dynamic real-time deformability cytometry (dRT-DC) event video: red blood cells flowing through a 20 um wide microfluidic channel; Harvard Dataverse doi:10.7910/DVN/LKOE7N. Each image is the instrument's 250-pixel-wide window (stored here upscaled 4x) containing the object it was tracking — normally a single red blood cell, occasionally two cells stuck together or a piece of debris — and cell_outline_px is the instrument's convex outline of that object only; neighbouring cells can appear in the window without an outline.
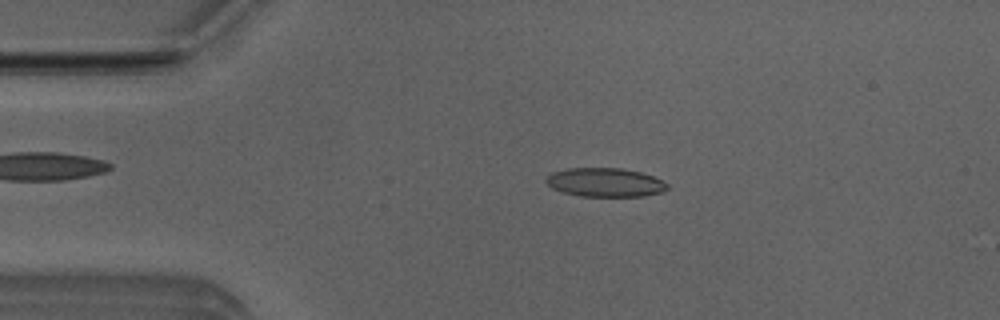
{"species": "Egyptian fruit bat (a non-hibernating species)", "species_latin": "Rousettus aegyptiacus", "temperature_condition": "room temperature", "stored_images_in_passage": 49, "camera_frame_rate_fps": 3000, "um_per_image_px": 0.085, "animal": {"sex": "male"}, "frame": {"image": 1, "passage_image": 8, "time_ms": 2.333, "image_size_px": [1000, 320], "cell_outline_px": [[668, 188], [664, 192], [644, 196], [580, 196], [564, 192], [552, 188], [544, 180], [552, 172], [568, 168], [620, 168], [640, 172], [664, 180], [668, 184]], "centroid_in_image_um": [51.46, 15.5], "position_along_channel_um": 33.5, "area_um2": 20.4}}
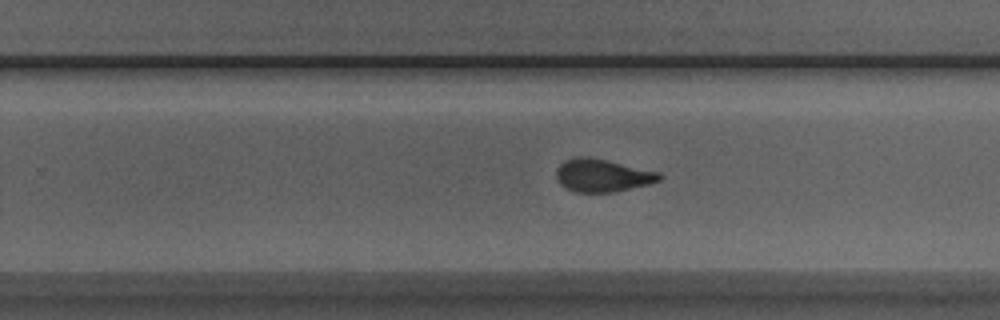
{"frame": {"image": 2, "passage_image": 30, "time_ms": 9.667, "image_size_px": [1000, 320], "cell_outline_px": [[664, 176], [660, 180], [648, 184], [616, 192], [576, 192], [564, 188], [560, 184], [556, 176], [556, 168], [564, 160], [576, 156], [584, 156], [604, 160], [660, 172]], "centroid_in_image_um": [51.18, 14.92], "position_along_channel_um": 278.6, "area_um2": 19.71}}
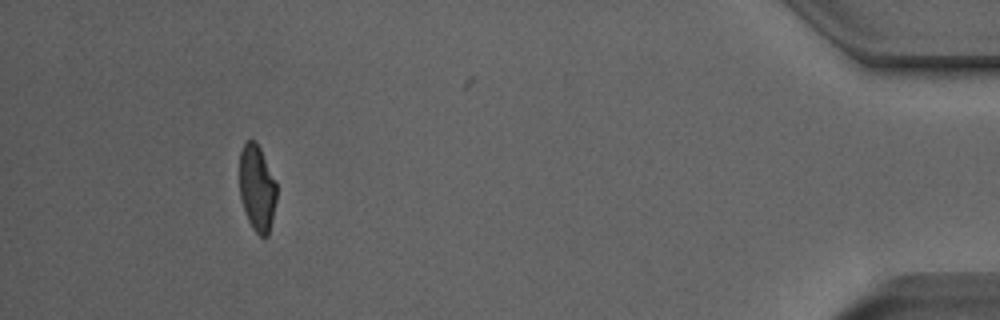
{"frame": {"image": 3, "passage_image": 46, "time_ms": 15.0, "image_size_px": [1000, 320], "cell_outline_px": [[276, 200], [272, 220], [268, 236], [260, 236], [252, 228], [248, 220], [240, 196], [240, 152], [244, 140], [256, 140], [276, 180]], "centroid_in_image_um": [21.85, 15.95], "position_along_channel_um": 413.4, "area_um2": 18.73}, "authors_computed_cell_mechanics": {"area_um2": 20.1144, "velocity_mm_per_s": 3.8634, "shape_relaxation_time_tau1_ms": 7.6687, "shape_relaxation_time_tau2_ms": 1.3712, "deformation_change_tau1": 0.2077, "deformation_change_tau2": 0.0754}}